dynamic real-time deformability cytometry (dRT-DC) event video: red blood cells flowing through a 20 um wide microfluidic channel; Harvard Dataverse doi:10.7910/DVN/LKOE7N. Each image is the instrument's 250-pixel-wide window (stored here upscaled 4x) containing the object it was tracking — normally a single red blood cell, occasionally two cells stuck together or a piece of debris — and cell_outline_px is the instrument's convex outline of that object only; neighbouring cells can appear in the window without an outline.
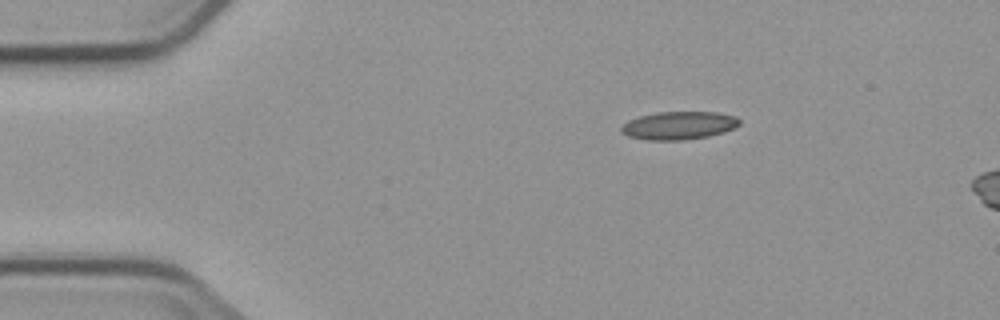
{"species": "common noctule bat (a hibernating species)", "species_latin": "Nyctalus noctula", "temperature_condition": "cold", "stored_images_in_passage": 2, "camera_frame_rate_fps": 3000, "um_per_image_px": 0.085, "animal": {"sex": "male", "body_mass_g": 23.1, "forearm_length_mm": 52.7}, "frame": {"image": 1, "passage_image": 2, "time_ms": 1.333, "image_size_px": [1000, 320], "cell_outline_px": [[740, 124], [724, 132], [708, 136], [680, 140], [648, 140], [628, 136], [620, 132], [620, 128], [628, 120], [640, 116], [656, 112], [716, 112], [736, 116], [740, 120]], "centroid_in_image_um": [57.68, 10.66], "position_along_channel_um": 27.3, "area_um2": 19.25}}